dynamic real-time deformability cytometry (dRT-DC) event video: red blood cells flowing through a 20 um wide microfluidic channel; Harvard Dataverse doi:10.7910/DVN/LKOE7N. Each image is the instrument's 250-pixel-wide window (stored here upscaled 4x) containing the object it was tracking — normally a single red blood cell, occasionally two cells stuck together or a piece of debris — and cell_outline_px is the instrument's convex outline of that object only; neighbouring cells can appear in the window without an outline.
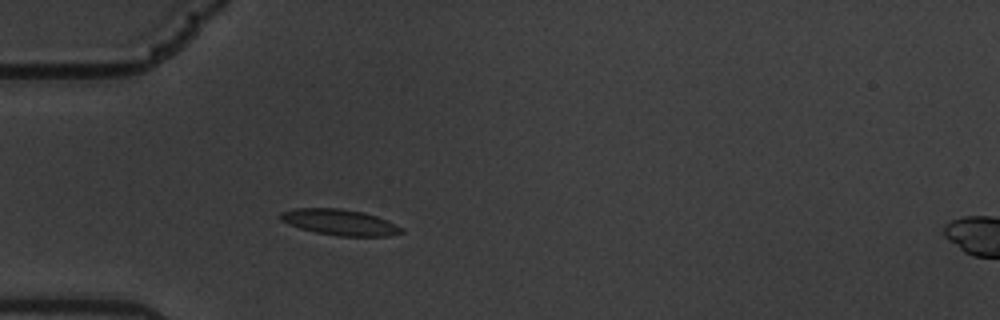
{"species": "common noctule bat (a hibernating species)", "species_latin": "Nyctalus noctula", "temperature_condition": "warm", "stored_images_in_passage": 43, "camera_frame_rate_fps": 3000, "um_per_image_px": 0.085, "animal": {"sex": "male", "body_mass_g": 19.5, "forearm_length_mm": 54.6}, "frame": {"image": 1, "passage_image": 1, "time_ms": 0.0, "image_size_px": [1000, 320], "cell_outline_px": [[404, 232], [388, 236], [340, 236], [316, 232], [300, 228], [288, 224], [280, 220], [280, 212], [296, 208], [340, 208], [364, 212], [376, 216], [404, 228]], "centroid_in_image_um": [28.87, 18.89], "position_along_channel_um": 56.1, "area_um2": 18.21}}
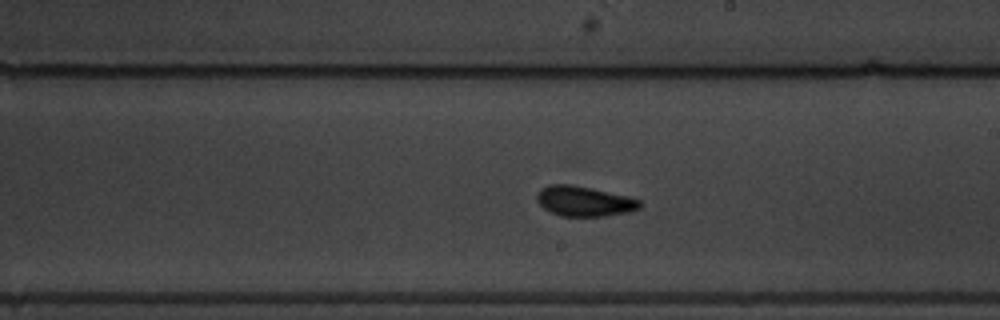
{"frame": {"image": 2, "passage_image": 18, "time_ms": 5.667, "image_size_px": [1000, 320], "cell_outline_px": [[640, 208], [632, 212], [604, 216], [560, 216], [544, 208], [536, 200], [536, 192], [540, 188], [548, 184], [572, 184], [592, 188], [628, 196], [640, 200]], "centroid_in_image_um": [49.64, 17.09], "position_along_channel_um": 239.4, "area_um2": 18.26}}
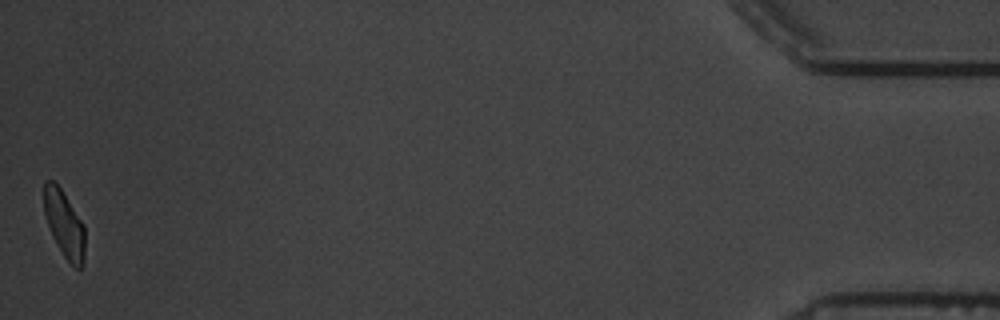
{"frame": {"image": 3, "passage_image": 43, "time_ms": 14.0, "image_size_px": [1000, 320], "cell_outline_px": [[84, 264], [80, 268], [76, 268], [64, 256], [52, 236], [44, 212], [44, 180], [52, 180], [60, 188], [84, 224]], "centroid_in_image_um": [5.47, 19.04], "position_along_channel_um": 429.7, "area_um2": 15.66}, "authors_computed_cell_mechanics": {"area_um2": 17.4556, "velocity_mm_per_s": 3.3744, "shape_relaxation_time_tau1_ms": 4.9282, "shape_relaxation_time_tau2_ms": 2.1103, "deformation_change_tau1": 0.1454, "deformation_change_tau2": 0.071}}